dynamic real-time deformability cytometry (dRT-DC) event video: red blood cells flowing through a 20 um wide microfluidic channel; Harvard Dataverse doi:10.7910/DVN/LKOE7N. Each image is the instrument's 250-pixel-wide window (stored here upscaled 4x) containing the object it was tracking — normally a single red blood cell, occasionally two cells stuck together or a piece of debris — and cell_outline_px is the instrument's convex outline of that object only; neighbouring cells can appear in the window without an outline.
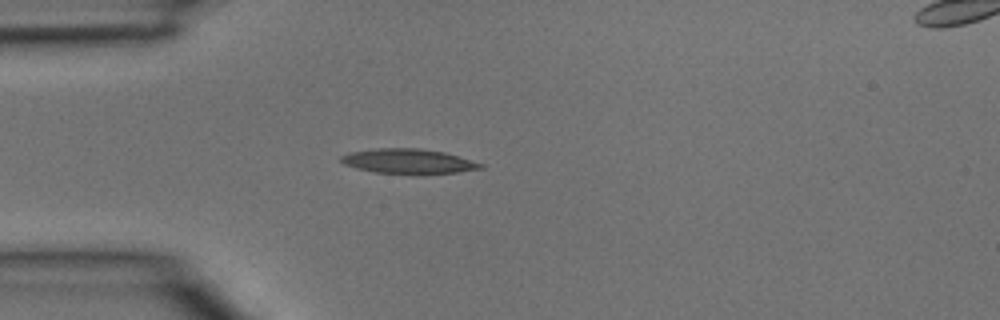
{"species": "common noctule bat (a hibernating species)", "species_latin": "Nyctalus noctula", "temperature_condition": "room temperature", "stored_images_in_passage": 2, "camera_frame_rate_fps": 3000, "um_per_image_px": 0.085, "animal": {"sex": "male", "body_mass_g": 15.6}, "frame": {"image": 1, "passage_image": 1, "time_ms": 0.0, "image_size_px": [1000, 320], "cell_outline_px": [[484, 168], [456, 172], [376, 172], [356, 168], [344, 164], [340, 160], [340, 156], [352, 152], [376, 148], [420, 148], [444, 152], [484, 164]], "centroid_in_image_um": [34.69, 13.67], "position_along_channel_um": 50.3, "area_um2": 19.36}}